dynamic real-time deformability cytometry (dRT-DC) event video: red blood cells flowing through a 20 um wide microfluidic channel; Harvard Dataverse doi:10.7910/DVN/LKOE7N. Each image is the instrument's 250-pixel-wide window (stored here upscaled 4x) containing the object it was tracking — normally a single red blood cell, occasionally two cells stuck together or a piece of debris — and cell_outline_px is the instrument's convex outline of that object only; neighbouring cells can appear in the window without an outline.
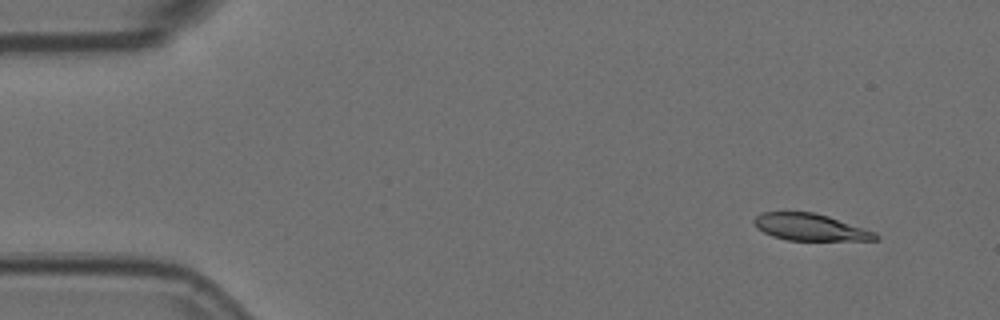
{"species": "Egyptian fruit bat (a non-hibernating species)", "species_latin": "Rousettus aegyptiacus", "temperature_condition": "room temperature", "stored_images_in_passage": 5, "camera_frame_rate_fps": 3000, "um_per_image_px": 0.085, "animal": {"sex": "female"}, "frame": {"image": 1, "passage_image": 2, "time_ms": 0.333, "image_size_px": [1000, 320], "cell_outline_px": [[880, 236], [876, 240], [788, 240], [772, 236], [756, 228], [752, 220], [760, 212], [812, 212], [828, 216], [876, 232]], "centroid_in_image_um": [68.84, 19.31], "position_along_channel_um": 16.2, "area_um2": 18.96}}
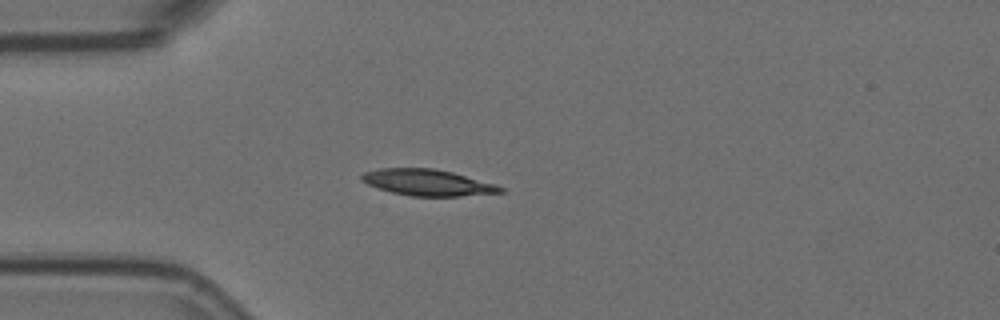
{"frame": {"image": 2, "passage_image": 5, "time_ms": 1.333, "image_size_px": [1000, 320], "cell_outline_px": [[504, 192], [460, 196], [412, 196], [392, 192], [368, 184], [360, 180], [360, 176], [364, 172], [380, 168], [436, 168], [452, 172], [496, 184], [504, 188]], "centroid_in_image_um": [36.35, 15.51], "position_along_channel_um": 48.6, "area_um2": 21.15}}